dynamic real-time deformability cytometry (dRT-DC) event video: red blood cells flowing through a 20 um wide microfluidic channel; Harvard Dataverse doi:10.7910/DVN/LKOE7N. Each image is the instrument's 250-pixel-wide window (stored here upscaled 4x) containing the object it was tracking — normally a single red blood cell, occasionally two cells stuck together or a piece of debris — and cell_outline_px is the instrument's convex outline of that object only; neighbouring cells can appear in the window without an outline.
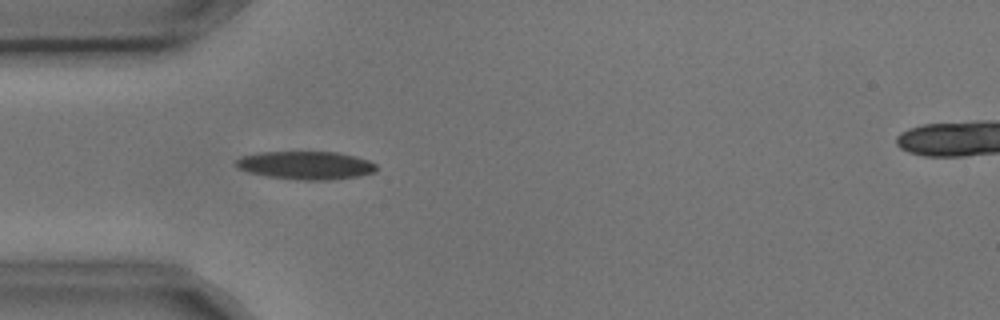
{"species": "common noctule bat (a hibernating species)", "species_latin": "Nyctalus noctula", "temperature_condition": "cold", "stored_images_in_passage": 4, "camera_frame_rate_fps": 3000, "um_per_image_px": 0.085, "animal": {"sex": "male", "body_mass_g": 17.9, "forearm_length_mm": 54.2}, "frame": {"image": 1, "passage_image": 3, "time_ms": 0.667, "image_size_px": [1000, 320], "cell_outline_px": [[376, 172], [360, 176], [336, 180], [300, 180], [268, 176], [248, 172], [236, 168], [236, 160], [240, 156], [256, 152], [336, 152], [356, 156], [368, 160], [376, 164]], "centroid_in_image_um": [26.0, 14.05], "position_along_channel_um": 59.0, "area_um2": 23.29}}